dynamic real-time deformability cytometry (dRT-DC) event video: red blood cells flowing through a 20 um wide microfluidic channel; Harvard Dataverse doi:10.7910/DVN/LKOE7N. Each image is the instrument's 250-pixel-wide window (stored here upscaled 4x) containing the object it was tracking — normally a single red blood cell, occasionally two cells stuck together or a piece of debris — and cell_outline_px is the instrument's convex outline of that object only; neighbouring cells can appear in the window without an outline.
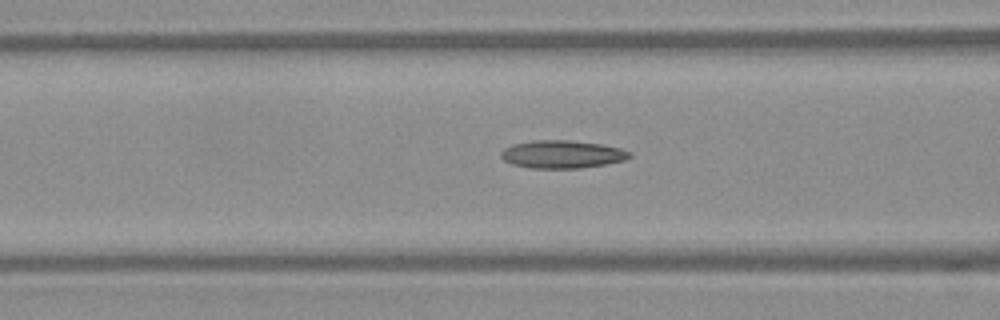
{"species": "Egyptian fruit bat (a non-hibernating species)", "species_latin": "Rousettus aegyptiacus", "temperature_condition": "warm", "stored_images_in_passage": 42, "camera_frame_rate_fps": 3000, "um_per_image_px": 0.085, "frame": {"image": 1, "passage_image": 20, "time_ms": 6.333, "image_size_px": [1000, 320], "cell_outline_px": [[632, 156], [624, 160], [604, 164], [580, 168], [528, 168], [512, 164], [504, 160], [500, 156], [500, 152], [504, 148], [512, 144], [532, 140], [568, 140], [604, 144], [620, 148], [632, 152]], "centroid_in_image_um": [47.77, 13.1], "position_along_channel_um": 118.8, "area_um2": 21.04}}
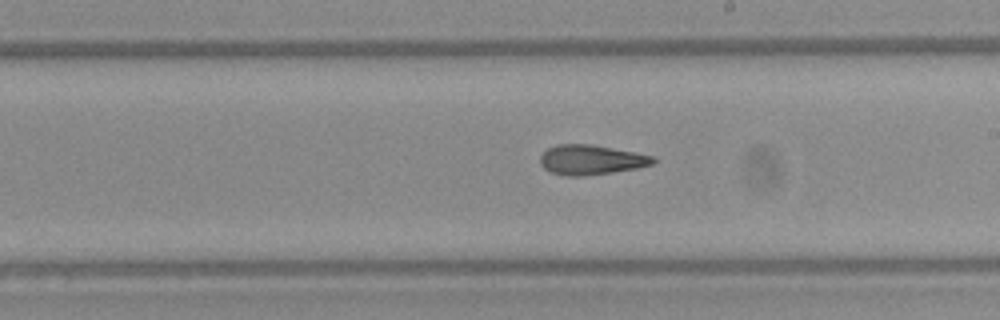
{"frame": {"image": 2, "passage_image": 29, "time_ms": 9.333, "image_size_px": [1000, 320], "cell_outline_px": [[656, 160], [652, 164], [636, 168], [612, 172], [584, 176], [568, 176], [552, 172], [544, 168], [540, 164], [540, 156], [548, 148], [556, 144], [592, 144], [656, 156]], "centroid_in_image_um": [50.25, 13.57], "position_along_channel_um": 238.8, "area_um2": 19.59}}
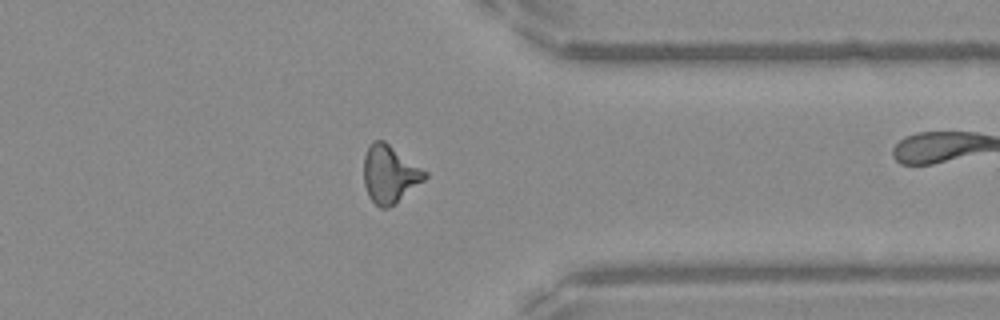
{"frame": {"image": 3, "passage_image": 40, "time_ms": 13.0, "image_size_px": [1000, 320], "cell_outline_px": [[428, 176], [424, 180], [396, 204], [388, 208], [380, 208], [368, 196], [364, 184], [364, 156], [372, 140], [384, 140], [428, 172]], "centroid_in_image_um": [33.13, 14.81], "position_along_channel_um": 378.3, "area_um2": 20.63}}